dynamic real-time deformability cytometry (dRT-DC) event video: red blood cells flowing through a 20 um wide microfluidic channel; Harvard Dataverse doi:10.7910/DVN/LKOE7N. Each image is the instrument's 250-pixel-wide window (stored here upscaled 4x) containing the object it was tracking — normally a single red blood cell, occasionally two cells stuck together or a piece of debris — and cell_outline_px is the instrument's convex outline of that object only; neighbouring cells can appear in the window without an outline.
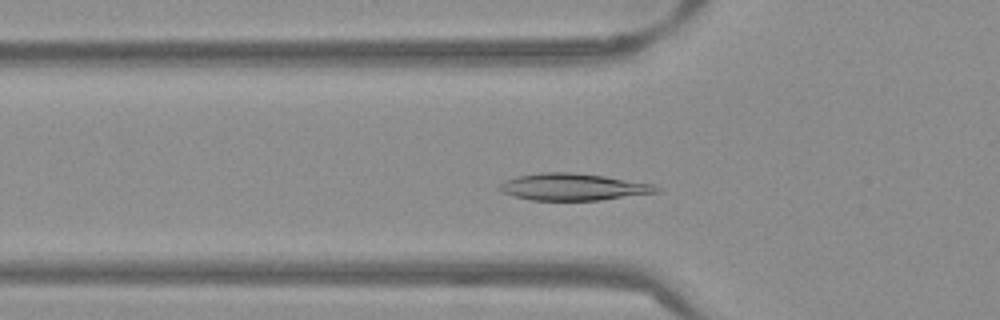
{"species": "Egyptian fruit bat (a non-hibernating species)", "species_latin": "Rousettus aegyptiacus", "temperature_condition": "warm", "stored_images_in_passage": 47, "camera_frame_rate_fps": 3000, "um_per_image_px": 0.085, "frame": {"image": 1, "passage_image": 12, "time_ms": 3.667, "image_size_px": [1000, 320], "cell_outline_px": [[660, 192], [600, 200], [532, 200], [500, 192], [500, 184], [504, 180], [516, 176], [540, 172], [572, 172], [604, 176], [652, 184], [660, 188]], "centroid_in_image_um": [48.7, 15.88], "position_along_channel_um": 77.1, "area_um2": 24.51}}
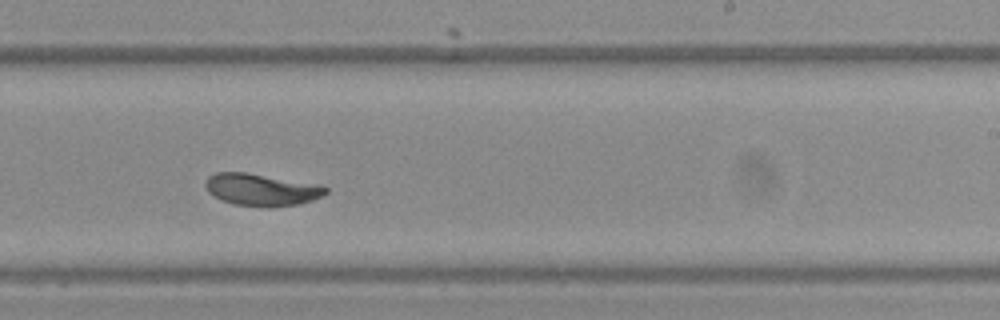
{"frame": {"image": 2, "passage_image": 27, "time_ms": 8.667, "image_size_px": [1000, 320], "cell_outline_px": [[328, 192], [312, 200], [300, 204], [236, 204], [220, 200], [208, 192], [204, 184], [204, 180], [208, 176], [216, 172], [248, 172], [324, 184], [328, 188]], "centroid_in_image_um": [22.23, 16.05], "position_along_channel_um": 266.8, "area_um2": 22.2}}
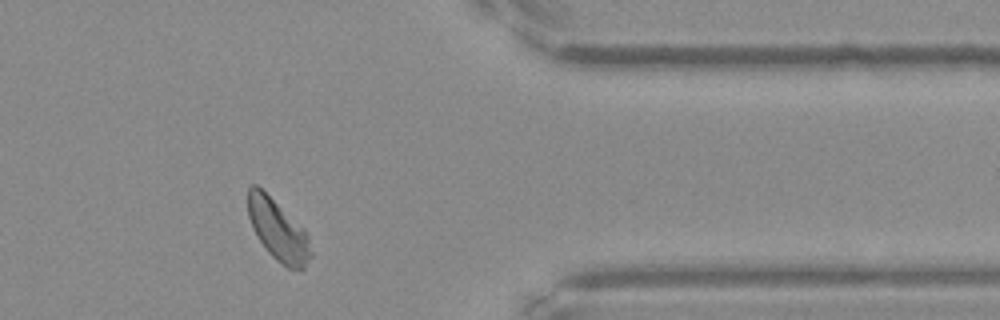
{"frame": {"image": 3, "passage_image": 38, "time_ms": 12.333, "image_size_px": [1000, 320], "cell_outline_px": [[312, 256], [304, 268], [288, 268], [276, 260], [268, 252], [252, 228], [248, 216], [248, 188], [252, 184], [256, 184], [304, 228], [308, 236], [312, 252]], "centroid_in_image_um": [23.63, 19.56], "position_along_channel_um": 387.8, "area_um2": 22.08}, "authors_computed_cell_mechanics": {"area_um2": 22.831, "velocity_mm_per_s": 3.7883, "shape_relaxation_time_tau1_ms": 3.4196, "shape_relaxation_time_tau2_ms": null, "deformation_change_tau1": 0.1276, "deformation_change_tau2": null}}